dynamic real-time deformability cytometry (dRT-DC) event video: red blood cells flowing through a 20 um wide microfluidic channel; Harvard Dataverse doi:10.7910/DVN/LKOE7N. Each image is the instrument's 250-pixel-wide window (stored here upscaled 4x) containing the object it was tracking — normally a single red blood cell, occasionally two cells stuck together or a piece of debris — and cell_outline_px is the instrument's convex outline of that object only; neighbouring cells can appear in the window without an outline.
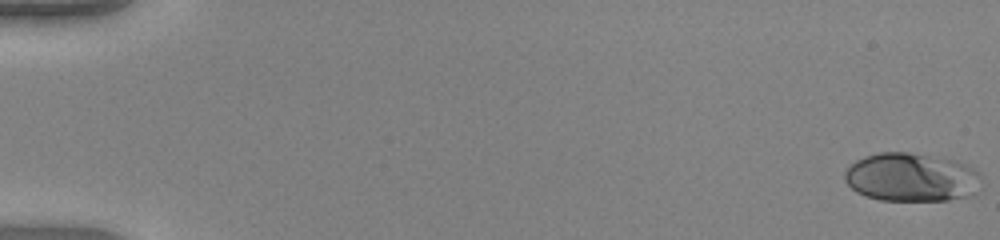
{"species": "human", "species_latin": "Homo sapiens", "temperature_condition": "warm", "stored_images_in_passage": 50, "camera_frame_rate_fps": 3000, "um_per_image_px": 0.085, "donor": {"sex": "female"}, "frame": {"image": 1, "passage_image": 1, "time_ms": 0.0, "image_size_px": [1000, 240], "cell_outline_px": [[980, 192], [976, 196], [948, 200], [880, 200], [864, 196], [856, 192], [844, 180], [844, 172], [856, 160], [864, 156], [880, 152], [908, 152], [956, 160], [980, 172]], "centroid_in_image_um": [77.51, 15.08], "position_along_channel_um": 7.5, "area_um2": 39.19}}
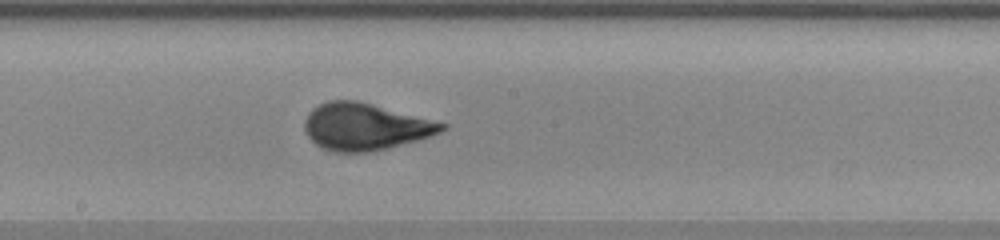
{"frame": {"image": 2, "passage_image": 29, "time_ms": 9.333, "image_size_px": [1000, 240], "cell_outline_px": [[448, 128], [432, 136], [388, 148], [368, 152], [340, 152], [324, 148], [316, 144], [304, 132], [304, 120], [308, 112], [312, 108], [328, 100], [356, 100], [372, 104], [448, 124]], "centroid_in_image_um": [31.02, 10.76], "position_along_channel_um": 217.2, "area_um2": 37.4}}
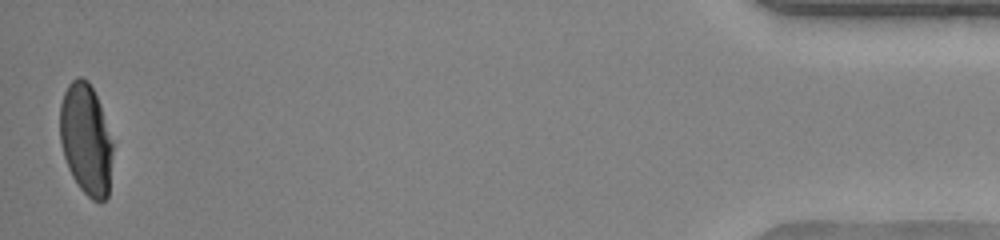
{"frame": {"image": 3, "passage_image": 50, "time_ms": 16.333, "image_size_px": [1000, 240], "cell_outline_px": [[112, 152], [108, 196], [100, 204], [92, 200], [80, 188], [72, 176], [68, 168], [64, 156], [60, 140], [60, 104], [64, 92], [68, 84], [76, 76], [80, 76], [88, 80], [100, 104], [112, 144]], "centroid_in_image_um": [7.29, 11.84], "position_along_channel_um": 427.9, "area_um2": 34.1}, "authors_computed_cell_mechanics": {"area_um2": 36.3851, "velocity_mm_per_s": 4.1922, "shape_relaxation_time_tau1_ms": 5.4403, "shape_relaxation_time_tau2_ms": null, "deformation_change_tau1": 0.2648, "deformation_change_tau2": null}}